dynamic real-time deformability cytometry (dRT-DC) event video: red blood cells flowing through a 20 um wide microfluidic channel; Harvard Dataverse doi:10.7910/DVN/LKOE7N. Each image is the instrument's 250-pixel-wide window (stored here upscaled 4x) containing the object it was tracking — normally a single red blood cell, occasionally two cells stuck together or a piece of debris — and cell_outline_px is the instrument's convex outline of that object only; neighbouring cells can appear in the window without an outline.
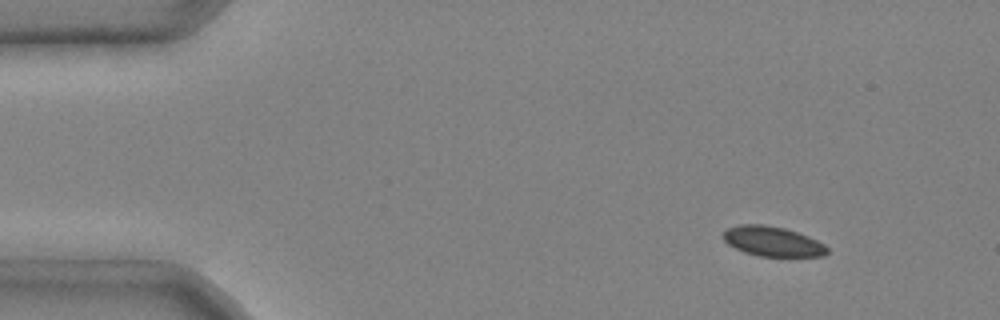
{"species": "common noctule bat (a hibernating species)", "species_latin": "Nyctalus noctula", "temperature_condition": "cold", "stored_images_in_passage": 3, "camera_frame_rate_fps": 3000, "um_per_image_px": 0.085, "animal": {"sex": "male", "body_mass_g": 20.4}, "frame": {"image": 1, "passage_image": 1, "time_ms": 0.0, "image_size_px": [1000, 320], "cell_outline_px": [[828, 252], [824, 256], [760, 256], [744, 252], [728, 244], [720, 236], [728, 228], [740, 224], [764, 224], [784, 228], [808, 236], [824, 244], [828, 248]], "centroid_in_image_um": [65.65, 20.51], "position_along_channel_um": 19.4, "area_um2": 18.03}}